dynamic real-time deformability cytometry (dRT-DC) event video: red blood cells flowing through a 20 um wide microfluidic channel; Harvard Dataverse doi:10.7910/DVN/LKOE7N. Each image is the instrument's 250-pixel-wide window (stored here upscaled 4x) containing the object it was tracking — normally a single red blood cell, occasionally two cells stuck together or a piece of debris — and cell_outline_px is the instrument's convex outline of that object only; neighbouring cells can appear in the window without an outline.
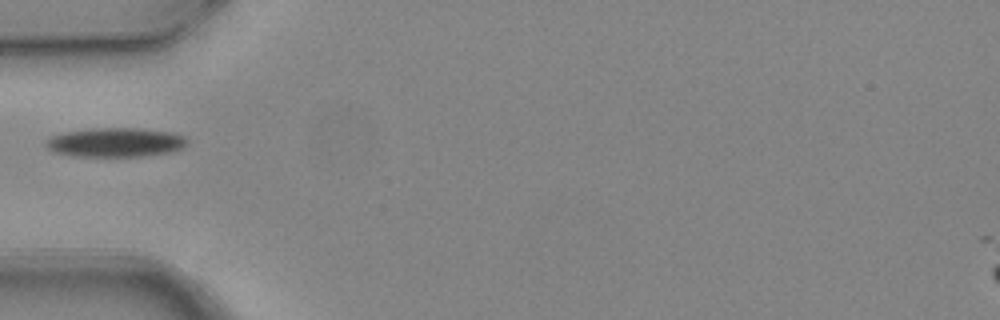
{"species": "common noctule bat (a hibernating species)", "species_latin": "Nyctalus noctula", "temperature_condition": "warm", "stored_images_in_passage": 7, "camera_frame_rate_fps": 3000, "um_per_image_px": 0.085, "animal": {"sex": "female", "body_mass_g": 24.6, "forearm_length_mm": 56.2}, "frame": {"image": 1, "passage_image": 6, "time_ms": 1.667, "image_size_px": [1000, 320], "cell_outline_px": [[188, 144], [176, 152], [144, 156], [72, 156], [52, 152], [44, 144], [44, 140], [52, 136], [64, 132], [88, 128], [140, 128], [172, 132], [184, 136], [188, 140]], "centroid_in_image_um": [9.83, 12.1], "position_along_channel_um": 75.2, "area_um2": 24.51}}
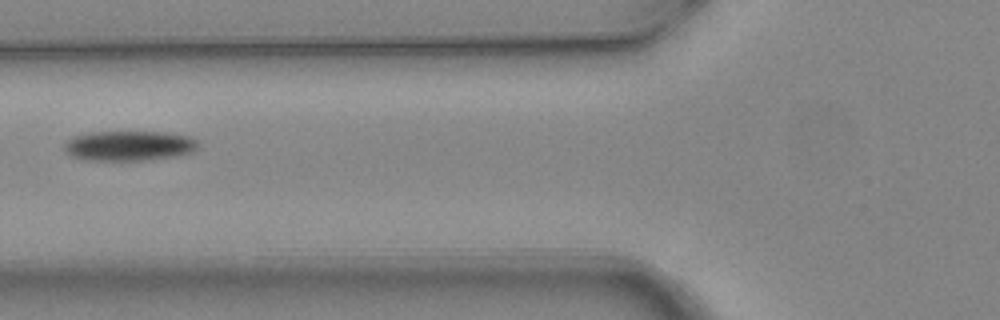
{"frame": {"image": 2, "passage_image": 7, "time_ms": 2.0, "image_size_px": [1000, 320], "cell_outline_px": [[200, 144], [192, 152], [176, 156], [152, 160], [84, 160], [72, 156], [64, 152], [64, 144], [72, 136], [92, 132], [164, 132], [188, 136], [196, 140]], "centroid_in_image_um": [10.96, 12.39], "position_along_channel_um": 114.8, "area_um2": 23.52}}